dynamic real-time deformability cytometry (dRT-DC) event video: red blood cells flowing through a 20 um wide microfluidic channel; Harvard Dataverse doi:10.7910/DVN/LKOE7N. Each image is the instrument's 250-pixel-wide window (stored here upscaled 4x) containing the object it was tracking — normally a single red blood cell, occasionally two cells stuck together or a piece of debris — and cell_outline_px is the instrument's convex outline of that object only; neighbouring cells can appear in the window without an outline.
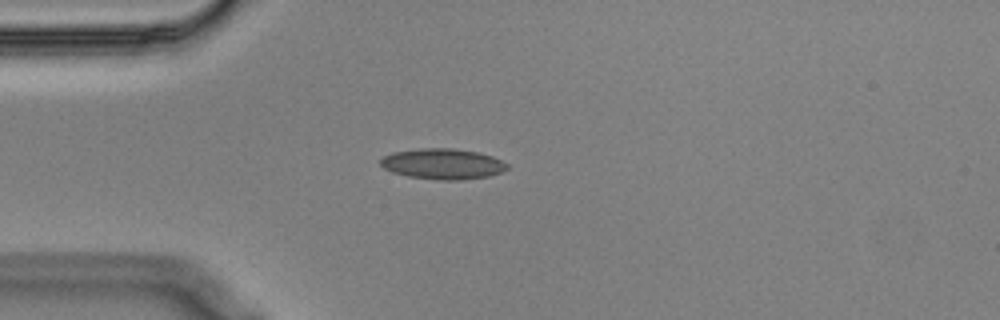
{"species": "Egyptian fruit bat (a non-hibernating species)", "species_latin": "Rousettus aegyptiacus", "temperature_condition": "cold", "stored_images_in_passage": 42, "segment_of_instrument_passage": [1, 2], "camera_frame_rate_fps": 3000, "um_per_image_px": 0.085, "animal": {"sex": "male"}, "frame": {"image": 1, "passage_image": 1, "time_ms": 0.0, "image_size_px": [1000, 320], "cell_outline_px": [[508, 168], [500, 172], [488, 176], [460, 180], [436, 180], [408, 176], [392, 172], [384, 168], [380, 164], [380, 160], [384, 156], [392, 152], [420, 148], [452, 148], [480, 152], [492, 156], [508, 164]], "centroid_in_image_um": [37.62, 13.92], "position_along_channel_um": 47.4, "area_um2": 22.66}}
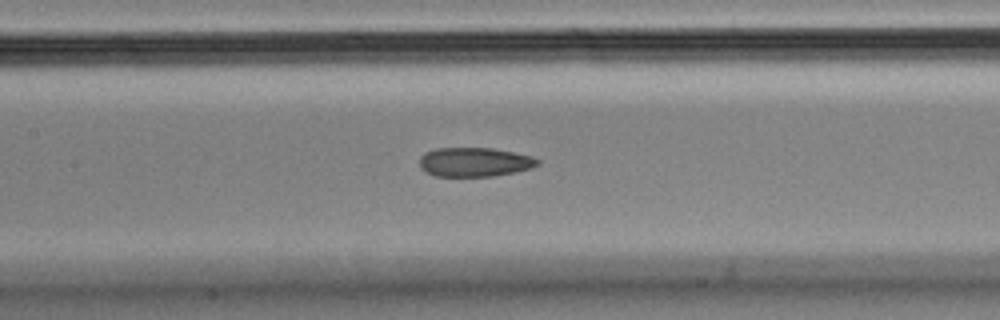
{"frame": {"image": 2, "passage_image": 12, "time_ms": 3.667, "image_size_px": [1000, 320], "cell_outline_px": [[540, 164], [532, 168], [516, 172], [492, 176], [436, 176], [420, 168], [420, 156], [424, 152], [436, 148], [492, 148], [532, 156], [540, 160]], "centroid_in_image_um": [40.35, 13.77], "position_along_channel_um": 167.0, "area_um2": 20.11}}
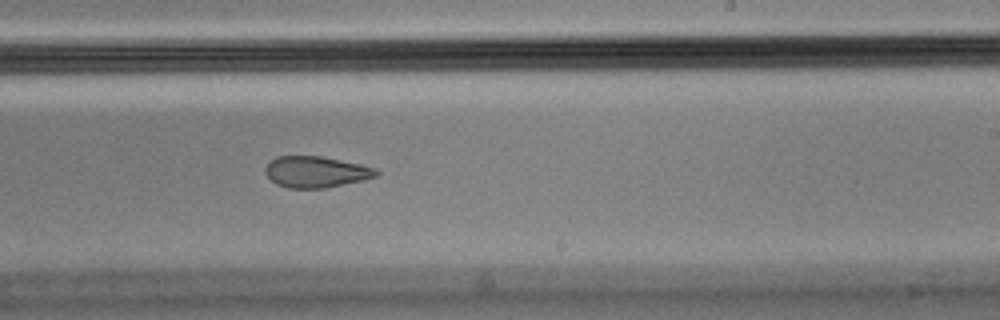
{"frame": {"image": 3, "passage_image": 20, "time_ms": 6.333, "image_size_px": [1000, 320], "cell_outline_px": [[380, 172], [376, 176], [364, 180], [324, 188], [288, 188], [276, 184], [264, 172], [264, 168], [276, 156], [320, 156], [360, 164], [376, 168]], "centroid_in_image_um": [26.86, 14.61], "position_along_channel_um": 262.1, "area_um2": 20.11}}